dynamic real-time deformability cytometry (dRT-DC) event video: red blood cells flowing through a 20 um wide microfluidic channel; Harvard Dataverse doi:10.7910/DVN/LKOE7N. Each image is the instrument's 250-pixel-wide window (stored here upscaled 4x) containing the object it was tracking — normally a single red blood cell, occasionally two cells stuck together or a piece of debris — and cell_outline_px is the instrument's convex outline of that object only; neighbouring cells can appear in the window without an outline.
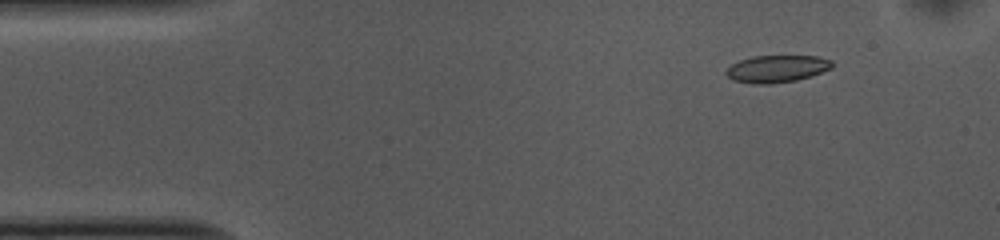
{"species": "common noctule bat (a hibernating species)", "species_latin": "Nyctalus noctula", "temperature_condition": "cold", "stored_images_in_passage": 53, "camera_frame_rate_fps": 3000, "um_per_image_px": 0.085, "animal": {"sex": "female", "body_mass_g": 10.0, "forearm_length_mm": 53.1}, "frame": {"image": 1, "passage_image": 6, "time_ms": 1.667, "image_size_px": [1000, 240], "cell_outline_px": [[832, 68], [812, 76], [796, 80], [768, 84], [752, 84], [736, 80], [728, 76], [724, 72], [732, 64], [740, 60], [752, 56], [816, 56], [832, 60]], "centroid_in_image_um": [66.05, 5.84], "position_along_channel_um": 19.0, "area_um2": 16.7}}
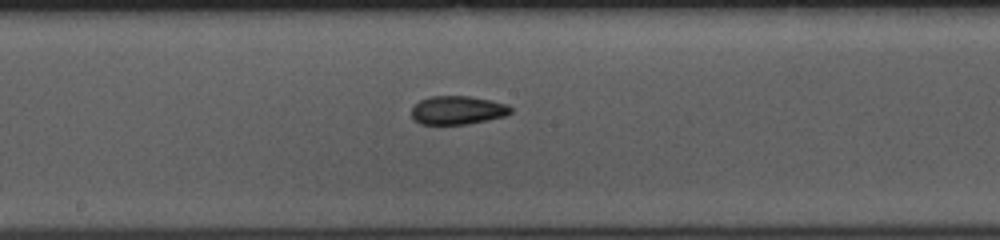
{"frame": {"image": 2, "passage_image": 27, "time_ms": 8.667, "image_size_px": [1000, 240], "cell_outline_px": [[512, 112], [504, 116], [488, 120], [468, 124], [420, 124], [412, 120], [412, 108], [420, 100], [428, 96], [468, 96], [492, 100], [508, 104], [512, 108]], "centroid_in_image_um": [38.89, 9.36], "position_along_channel_um": 209.3, "area_um2": 16.65}}
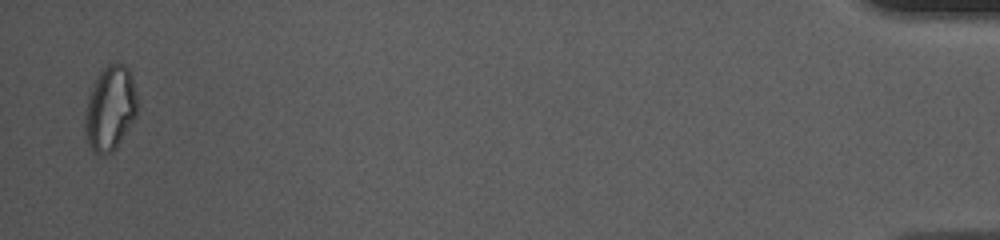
{"frame": {"image": 3, "passage_image": 52, "time_ms": 17.0, "image_size_px": [1000, 240], "cell_outline_px": [[136, 116], [116, 148], [112, 152], [96, 152], [88, 144], [84, 124], [84, 120], [88, 96], [100, 72], [112, 60], [116, 60], [124, 64], [128, 68], [132, 76], [136, 92]], "centroid_in_image_um": [9.37, 9.15], "position_along_channel_um": 425.8, "area_um2": 25.55}, "authors_computed_cell_mechanics": {"area_um2": 16.9354, "velocity_mm_per_s": 3.7207, "shape_relaxation_time_tau1_ms": 8.9066, "shape_relaxation_time_tau2_ms": 2.9176, "deformation_change_tau1": 0.1639, "deformation_change_tau2": 0.0751}}